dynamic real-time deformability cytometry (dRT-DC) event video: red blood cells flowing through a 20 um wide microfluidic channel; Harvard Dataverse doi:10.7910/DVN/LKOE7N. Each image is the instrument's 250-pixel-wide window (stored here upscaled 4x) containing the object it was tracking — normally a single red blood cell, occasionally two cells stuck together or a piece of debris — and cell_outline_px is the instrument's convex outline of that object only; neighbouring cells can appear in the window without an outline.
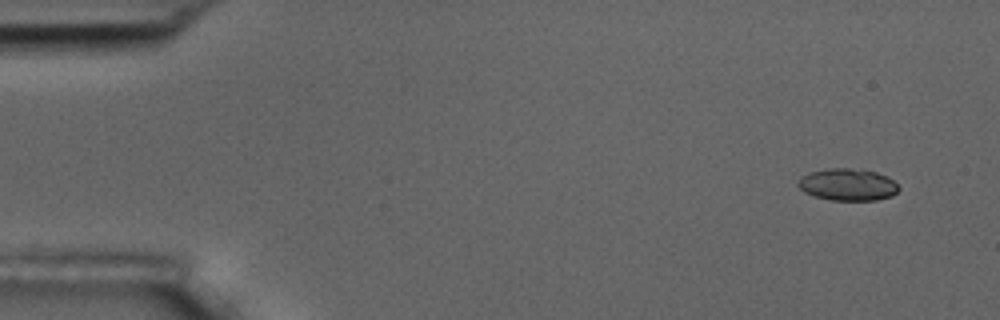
{"species": "common noctule bat (a hibernating species)", "species_latin": "Nyctalus noctula", "temperature_condition": "room temperature", "stored_images_in_passage": 8, "camera_frame_rate_fps": 3000, "um_per_image_px": 0.085, "animal": {"sex": "male", "body_mass_g": 17.5, "forearm_length_mm": 52.3}, "frame": {"image": 1, "passage_image": 1, "time_ms": 0.0, "image_size_px": [1000, 320], "cell_outline_px": [[900, 188], [892, 196], [876, 200], [832, 200], [816, 196], [804, 192], [796, 184], [800, 176], [812, 172], [832, 168], [864, 168], [888, 176]], "centroid_in_image_um": [72.07, 15.68], "position_along_channel_um": 12.9, "area_um2": 18.84}}
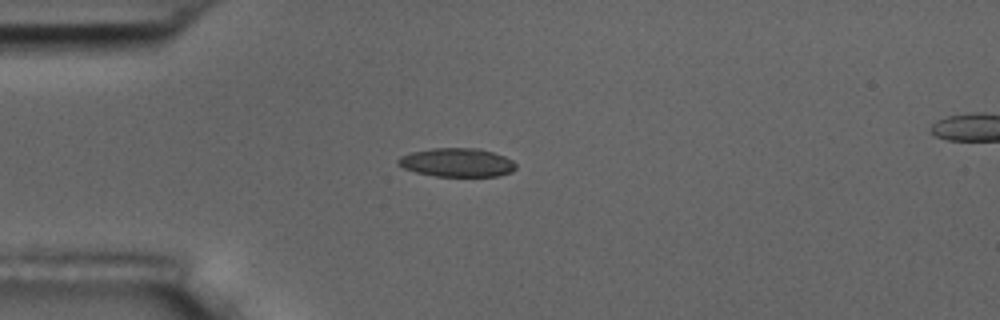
{"frame": {"image": 2, "passage_image": 4, "time_ms": 3.667, "image_size_px": [1000, 320], "cell_outline_px": [[516, 168], [512, 172], [496, 176], [436, 176], [416, 172], [404, 168], [396, 164], [396, 160], [400, 156], [412, 152], [432, 148], [480, 148], [504, 156], [512, 160], [516, 164]], "centroid_in_image_um": [38.83, 13.81], "position_along_channel_um": 46.2, "area_um2": 19.71}}
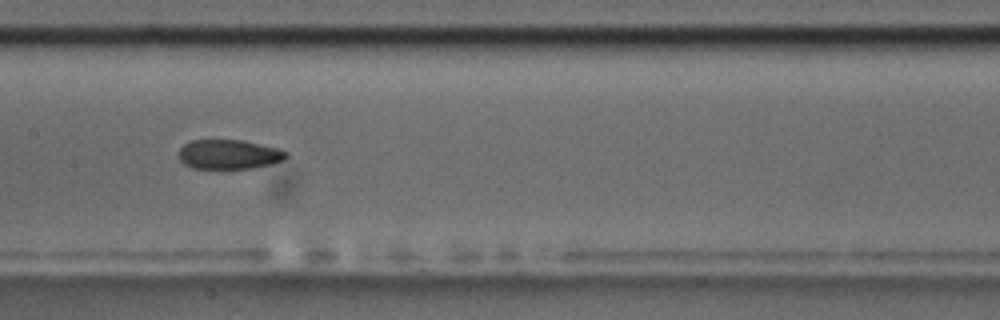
{"frame": {"image": 3, "passage_image": 8, "time_ms": 8.0, "image_size_px": [1000, 320], "cell_outline_px": [[288, 156], [284, 160], [252, 168], [192, 168], [184, 164], [180, 160], [180, 148], [184, 144], [192, 140], [244, 140], [280, 148], [288, 152]], "centroid_in_image_um": [19.49, 13.11], "position_along_channel_um": 187.9, "area_um2": 18.44}}